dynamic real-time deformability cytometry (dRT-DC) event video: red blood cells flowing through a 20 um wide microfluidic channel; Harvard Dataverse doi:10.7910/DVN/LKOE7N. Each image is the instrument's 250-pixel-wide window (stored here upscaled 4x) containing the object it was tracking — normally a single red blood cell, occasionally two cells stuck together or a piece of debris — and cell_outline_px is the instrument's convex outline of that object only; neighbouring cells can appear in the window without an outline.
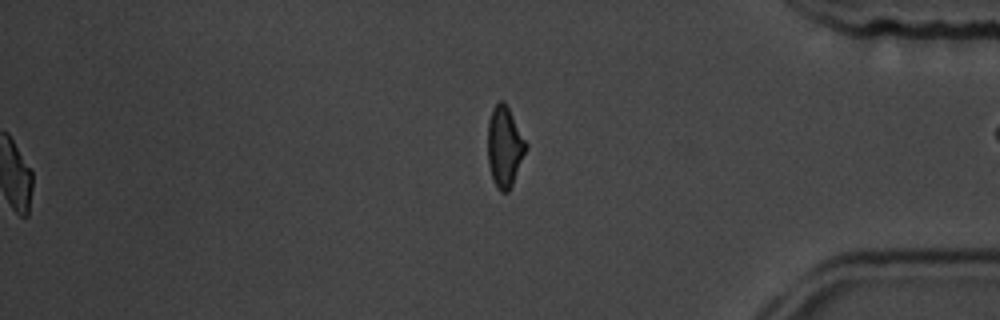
{"species": "common noctule bat (a hibernating species)", "species_latin": "Nyctalus noctula", "temperature_condition": "room temperature", "stored_images_in_passage": 44, "segment_of_instrument_passage": [2, 2], "camera_frame_rate_fps": 3000, "um_per_image_px": 0.085, "animal": {"sex": "male", "body_mass_g": 19.5, "forearm_length_mm": 54.6}, "frame": {"image": 1, "passage_image": 44, "time_ms": 14.333, "image_size_px": [1000, 320], "cell_outline_px": [[528, 148], [512, 184], [508, 192], [500, 192], [496, 188], [492, 180], [488, 164], [488, 120], [492, 108], [500, 100], [504, 100], [528, 144]], "centroid_in_image_um": [42.89, 12.48], "position_along_channel_um": 392.3, "area_um2": 18.15}}